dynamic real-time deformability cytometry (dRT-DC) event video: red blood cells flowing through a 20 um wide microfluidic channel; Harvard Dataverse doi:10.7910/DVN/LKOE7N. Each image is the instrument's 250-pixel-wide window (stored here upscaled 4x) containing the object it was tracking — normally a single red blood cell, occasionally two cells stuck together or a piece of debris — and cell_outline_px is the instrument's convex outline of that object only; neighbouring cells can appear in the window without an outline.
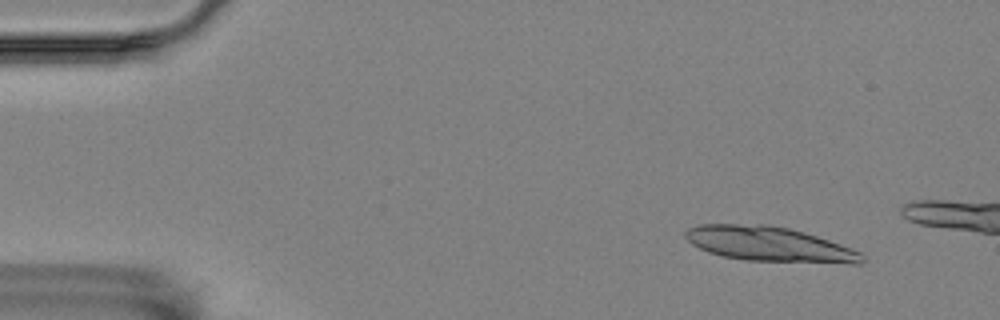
{"species": "Egyptian fruit bat (a non-hibernating species)", "species_latin": "Rousettus aegyptiacus", "temperature_condition": "room temperature", "stored_images_in_passage": 14, "camera_frame_rate_fps": 3000, "um_per_image_px": 0.085, "animal": {"sex": "female"}, "frame": {"image": 1, "passage_image": 3, "time_ms": 0.667, "image_size_px": [1000, 320], "cell_outline_px": [[864, 260], [860, 264], [852, 264], [744, 260], [720, 256], [708, 252], [692, 244], [684, 236], [684, 232], [688, 228], [700, 224], [768, 224], [788, 228], [804, 232], [852, 248], [860, 252], [864, 256]], "centroid_in_image_um": [65.39, 20.76], "position_along_channel_um": 19.6, "area_um2": 36.01}}